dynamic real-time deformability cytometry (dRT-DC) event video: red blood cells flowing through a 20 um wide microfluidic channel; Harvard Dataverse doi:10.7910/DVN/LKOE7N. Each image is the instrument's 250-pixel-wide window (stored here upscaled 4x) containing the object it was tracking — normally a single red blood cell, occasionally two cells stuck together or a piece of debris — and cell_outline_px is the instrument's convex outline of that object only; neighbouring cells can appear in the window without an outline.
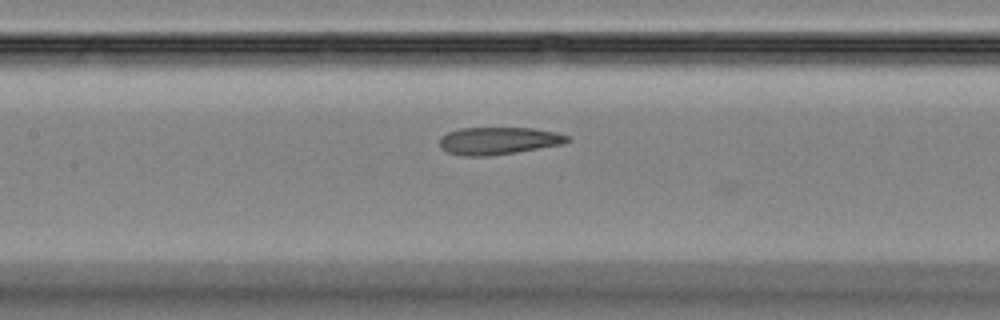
{"species": "Egyptian fruit bat (a non-hibernating species)", "species_latin": "Rousettus aegyptiacus", "temperature_condition": "room temperature", "stored_images_in_passage": 38, "camera_frame_rate_fps": 3000, "um_per_image_px": 0.085, "animal": {"sex": "female"}, "frame": {"image": 1, "passage_image": 22, "time_ms": 7.0, "image_size_px": [1000, 320], "cell_outline_px": [[572, 140], [564, 144], [516, 152], [488, 156], [460, 156], [448, 152], [440, 148], [440, 136], [448, 132], [460, 128], [532, 128], [556, 132], [568, 136]], "centroid_in_image_um": [42.36, 11.97], "position_along_channel_um": 165.0, "area_um2": 20.52}}
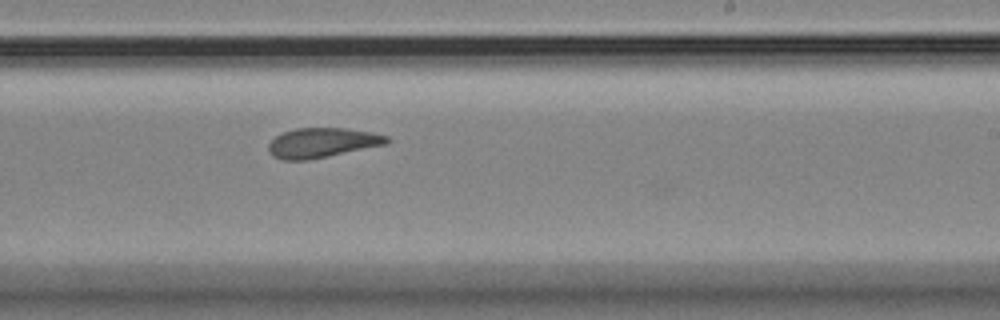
{"frame": {"image": 2, "passage_image": 29, "time_ms": 9.333, "image_size_px": [1000, 320], "cell_outline_px": [[392, 140], [388, 144], [308, 160], [280, 160], [272, 156], [268, 152], [268, 144], [276, 136], [284, 132], [296, 128], [344, 128], [372, 132], [388, 136]], "centroid_in_image_um": [27.39, 12.14], "position_along_channel_um": 261.6, "area_um2": 20.63}}
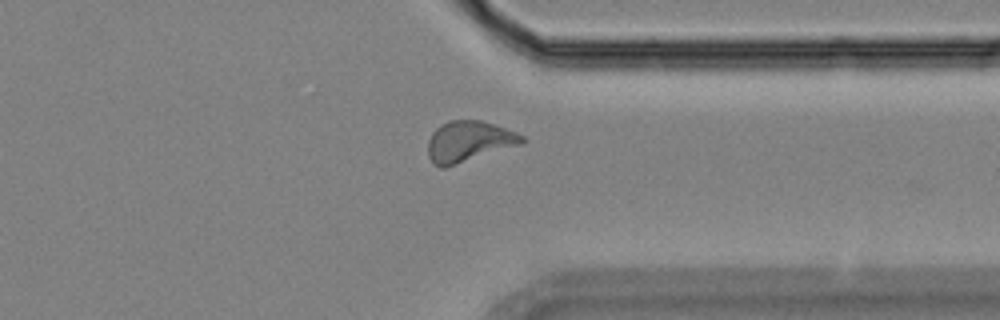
{"frame": {"image": 3, "passage_image": 37, "time_ms": 12.0, "image_size_px": [1000, 320], "cell_outline_px": [[528, 140], [524, 144], [444, 168], [440, 168], [432, 164], [428, 156], [428, 140], [432, 132], [440, 124], [448, 120], [484, 120], [516, 132], [524, 136]], "centroid_in_image_um": [39.87, 12.02], "position_along_channel_um": 371.5, "area_um2": 22.89}}